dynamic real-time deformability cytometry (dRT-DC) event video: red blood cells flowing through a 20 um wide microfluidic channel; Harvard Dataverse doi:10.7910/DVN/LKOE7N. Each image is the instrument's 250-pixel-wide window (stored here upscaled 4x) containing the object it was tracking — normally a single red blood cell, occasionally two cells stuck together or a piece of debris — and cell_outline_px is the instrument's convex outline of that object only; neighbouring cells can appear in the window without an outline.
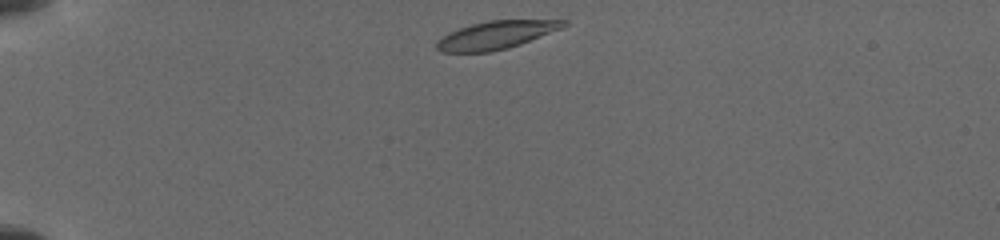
{"species": "common noctule bat (a hibernating species)", "species_latin": "Nyctalus noctula", "temperature_condition": "cold", "stored_images_in_passage": 13, "camera_frame_rate_fps": 3000, "um_per_image_px": 0.085, "animal": {"sex": "female", "body_mass_g": 19.5, "forearm_length_mm": 54.1}, "frame": {"image": 1, "passage_image": 1, "time_ms": 0.0, "image_size_px": [1000, 240], "cell_outline_px": [[568, 24], [560, 28], [520, 44], [508, 48], [488, 52], [440, 52], [436, 48], [436, 40], [448, 32], [472, 24], [488, 20], [568, 20]], "centroid_in_image_um": [42.1, 2.98], "position_along_channel_um": 42.9, "area_um2": 20.52}}